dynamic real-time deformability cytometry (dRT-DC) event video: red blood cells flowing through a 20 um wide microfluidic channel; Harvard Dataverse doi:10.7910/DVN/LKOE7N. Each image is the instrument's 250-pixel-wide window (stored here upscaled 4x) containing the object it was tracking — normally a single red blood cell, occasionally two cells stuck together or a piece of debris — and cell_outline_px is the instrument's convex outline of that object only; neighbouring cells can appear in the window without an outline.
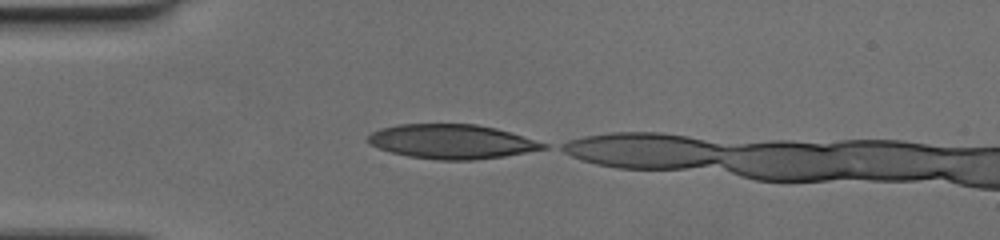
{"species": "human", "species_latin": "Homo sapiens", "temperature_condition": "cold", "stored_images_in_passage": 7, "camera_frame_rate_fps": 3000, "um_per_image_px": 0.085, "donor": {"sex": "female"}, "frame": {"image": 1, "passage_image": 1, "time_ms": 0.0, "image_size_px": [1000, 240], "cell_outline_px": [[548, 148], [504, 156], [472, 160], [436, 160], [408, 156], [392, 152], [368, 144], [368, 136], [372, 132], [380, 128], [400, 124], [476, 124], [496, 128], [548, 144]], "centroid_in_image_um": [38.38, 12.03], "position_along_channel_um": 46.6, "area_um2": 34.91}}
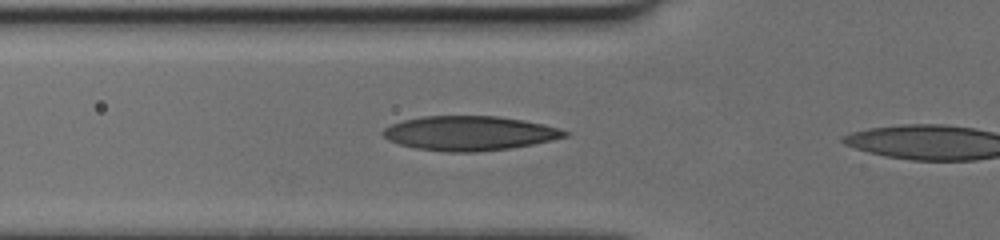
{"frame": {"image": 2, "passage_image": 6, "time_ms": 1.667, "image_size_px": [1000, 240], "cell_outline_px": [[568, 136], [552, 140], [532, 144], [508, 148], [476, 152], [448, 152], [416, 148], [400, 144], [388, 140], [380, 132], [384, 128], [392, 124], [404, 120], [424, 116], [496, 116], [524, 120], [560, 128], [568, 132]], "centroid_in_image_um": [39.89, 11.32], "position_along_channel_um": 85.9, "area_um2": 36.3}}